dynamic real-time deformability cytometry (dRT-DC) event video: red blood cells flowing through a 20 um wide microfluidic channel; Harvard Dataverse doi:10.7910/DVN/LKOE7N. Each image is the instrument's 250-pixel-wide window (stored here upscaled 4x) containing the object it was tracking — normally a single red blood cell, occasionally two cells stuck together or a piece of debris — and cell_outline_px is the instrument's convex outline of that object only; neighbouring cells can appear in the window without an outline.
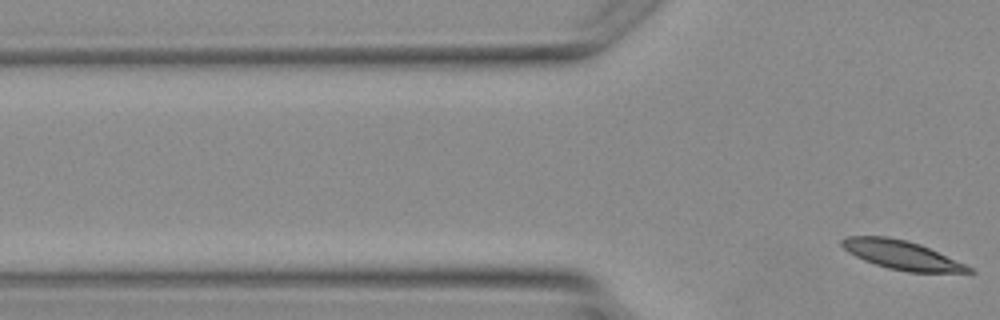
{"species": "Egyptian fruit bat (a non-hibernating species)", "species_latin": "Rousettus aegyptiacus", "temperature_condition": "warm", "stored_images_in_passage": 2, "camera_frame_rate_fps": 3000, "um_per_image_px": 0.085, "animal": {"sex": "female"}, "frame": {"image": 1, "passage_image": 2, "time_ms": 1.333, "image_size_px": [1000, 320], "cell_outline_px": [[976, 272], [908, 272], [888, 268], [864, 260], [848, 252], [840, 244], [840, 240], [844, 236], [888, 236], [920, 244], [964, 264], [972, 268]], "centroid_in_image_um": [76.59, 21.66], "position_along_channel_um": 49.2, "area_um2": 21.04}}